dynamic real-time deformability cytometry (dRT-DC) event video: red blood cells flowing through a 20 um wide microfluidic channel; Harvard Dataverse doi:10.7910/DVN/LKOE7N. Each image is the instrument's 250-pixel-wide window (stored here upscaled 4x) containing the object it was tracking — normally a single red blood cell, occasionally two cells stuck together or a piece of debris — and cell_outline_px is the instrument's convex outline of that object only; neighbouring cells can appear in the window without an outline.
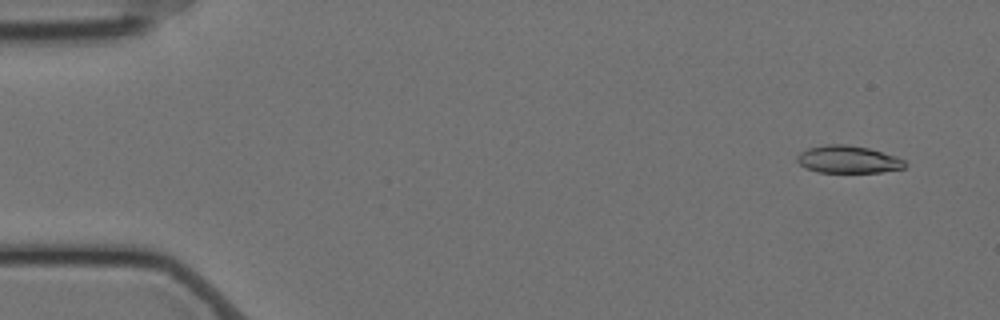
{"species": "Egyptian fruit bat (a non-hibernating species)", "species_latin": "Rousettus aegyptiacus", "temperature_condition": "cold", "stored_images_in_passage": 22, "camera_frame_rate_fps": 3000, "um_per_image_px": 0.085, "animal": {"sex": "female"}, "frame": {"image": 1, "passage_image": 4, "time_ms": 1.0, "image_size_px": [1000, 320], "cell_outline_px": [[908, 164], [904, 168], [880, 172], [816, 172], [804, 168], [796, 160], [796, 156], [800, 152], [808, 148], [824, 144], [848, 144], [868, 148], [896, 156], [904, 160]], "centroid_in_image_um": [72.06, 13.55], "position_along_channel_um": 12.9, "area_um2": 17.4}}
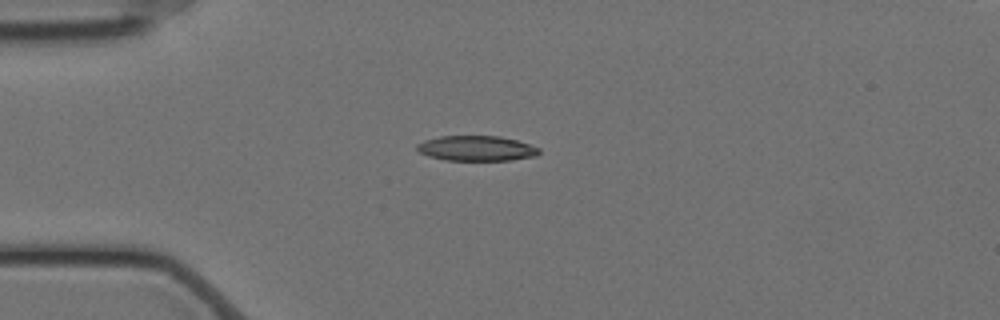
{"frame": {"image": 2, "passage_image": 15, "time_ms": 4.667, "image_size_px": [1000, 320], "cell_outline_px": [[540, 152], [536, 156], [512, 160], [444, 160], [428, 156], [420, 152], [416, 148], [416, 144], [424, 140], [440, 136], [500, 136], [516, 140], [540, 148]], "centroid_in_image_um": [40.49, 12.61], "position_along_channel_um": 44.5, "area_um2": 17.92}}
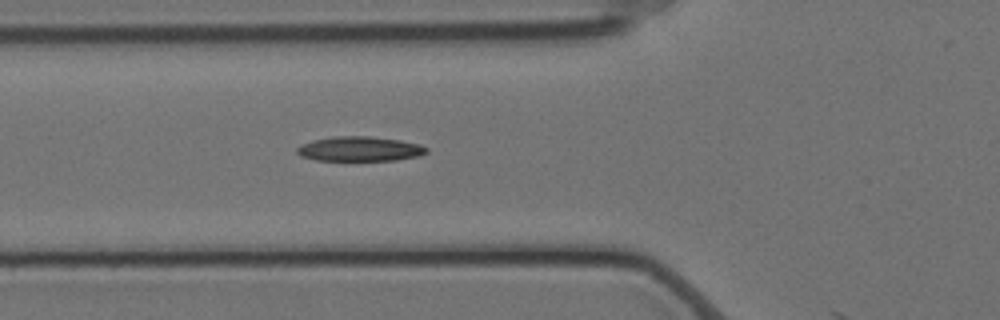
{"frame": {"image": 3, "passage_image": 21, "time_ms": 6.667, "image_size_px": [1000, 320], "cell_outline_px": [[428, 152], [416, 156], [396, 160], [316, 160], [300, 156], [296, 152], [296, 148], [300, 144], [312, 140], [336, 136], [368, 136], [400, 140], [420, 144], [428, 148]], "centroid_in_image_um": [30.54, 12.65], "position_along_channel_um": 95.3, "area_um2": 18.61}}